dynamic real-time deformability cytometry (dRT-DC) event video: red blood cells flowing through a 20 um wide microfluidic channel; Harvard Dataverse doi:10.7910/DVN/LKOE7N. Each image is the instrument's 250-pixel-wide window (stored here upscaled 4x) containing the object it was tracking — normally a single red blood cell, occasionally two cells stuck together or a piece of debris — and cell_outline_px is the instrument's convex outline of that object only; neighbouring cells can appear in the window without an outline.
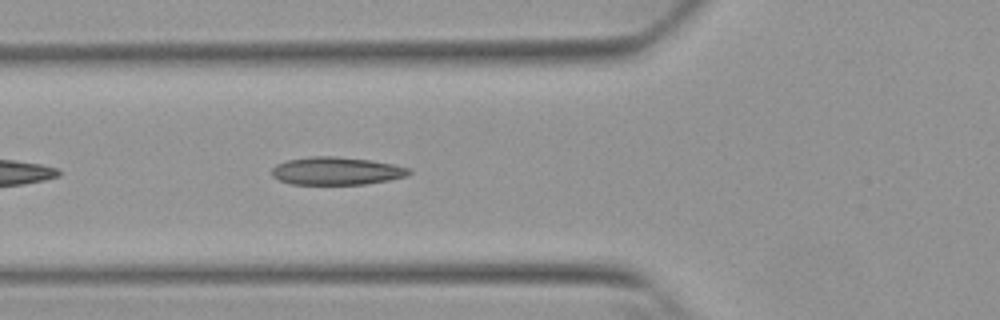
{"species": "Egyptian fruit bat (a non-hibernating species)", "species_latin": "Rousettus aegyptiacus", "temperature_condition": "warm", "stored_images_in_passage": 21, "camera_frame_rate_fps": 3000, "um_per_image_px": 0.085, "animal": {"sex": "female"}, "frame": {"image": 1, "passage_image": 5, "time_ms": 1.333, "image_size_px": [1000, 320], "cell_outline_px": [[412, 172], [408, 176], [388, 180], [364, 184], [292, 184], [280, 180], [272, 176], [272, 168], [276, 164], [288, 160], [308, 156], [332, 156], [372, 160], [396, 164], [412, 168]], "centroid_in_image_um": [28.65, 14.52], "position_along_channel_um": 97.2, "area_um2": 22.43}}
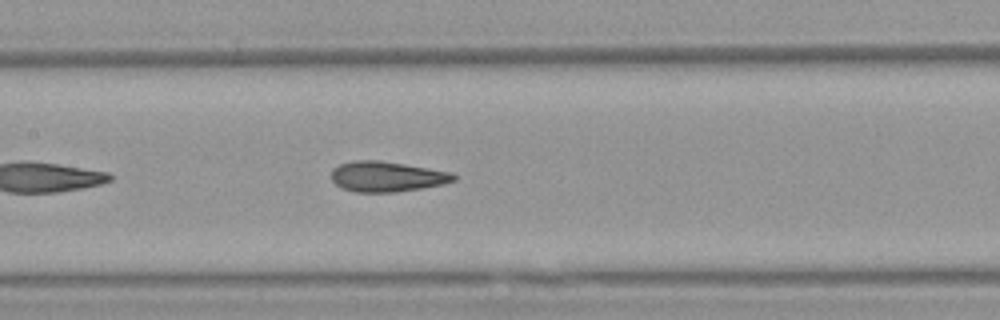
{"frame": {"image": 2, "passage_image": 11, "time_ms": 3.333, "image_size_px": [1000, 320], "cell_outline_px": [[456, 180], [444, 184], [396, 192], [356, 192], [344, 188], [336, 184], [332, 180], [332, 168], [340, 164], [352, 160], [380, 160], [452, 172], [456, 176]], "centroid_in_image_um": [32.89, 15.0], "position_along_channel_um": 174.5, "area_um2": 21.56}}
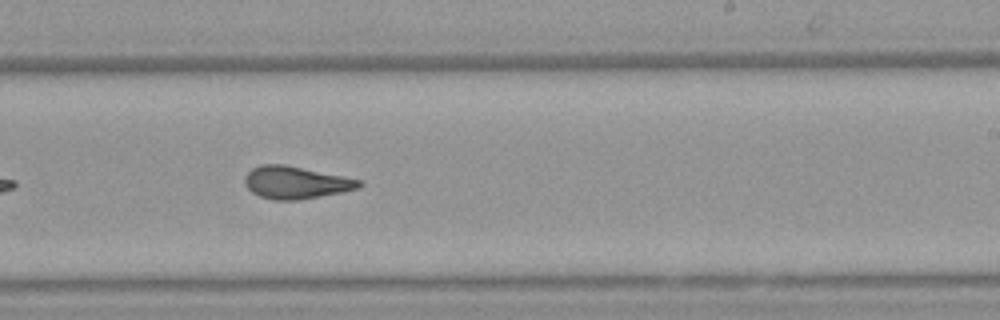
{"frame": {"image": 3, "passage_image": 18, "time_ms": 5.667, "image_size_px": [1000, 320], "cell_outline_px": [[364, 184], [360, 188], [320, 196], [296, 200], [272, 200], [260, 196], [252, 192], [244, 184], [244, 176], [252, 168], [260, 164], [284, 164], [360, 180]], "centroid_in_image_um": [25.1, 15.51], "position_along_channel_um": 263.9, "area_um2": 21.44}}